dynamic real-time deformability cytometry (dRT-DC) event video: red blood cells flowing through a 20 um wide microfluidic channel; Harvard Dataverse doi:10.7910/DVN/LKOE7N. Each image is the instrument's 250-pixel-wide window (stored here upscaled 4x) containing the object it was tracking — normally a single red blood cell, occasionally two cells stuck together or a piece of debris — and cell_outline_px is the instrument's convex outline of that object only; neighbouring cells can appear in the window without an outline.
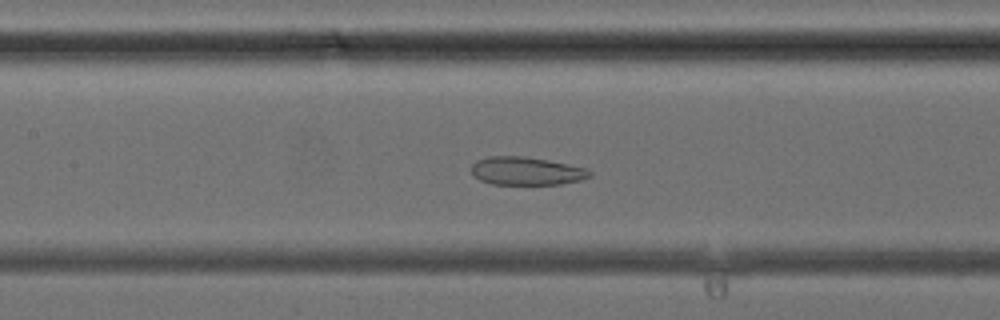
{"species": "common noctule bat (a hibernating species)", "species_latin": "Nyctalus noctula", "temperature_condition": "cold", "stored_images_in_passage": 35, "camera_frame_rate_fps": 3000, "um_per_image_px": 0.085, "animal": {"sex": "female", "body_mass_g": 24.6, "forearm_length_mm": 56.2}, "frame": {"image": 1, "passage_image": 18, "time_ms": 5.667, "image_size_px": [1000, 320], "cell_outline_px": [[592, 176], [580, 180], [564, 184], [492, 184], [480, 180], [472, 172], [472, 164], [476, 160], [488, 156], [524, 156], [548, 160], [588, 168], [592, 172]], "centroid_in_image_um": [44.78, 14.53], "position_along_channel_um": 162.6, "area_um2": 19.48}}
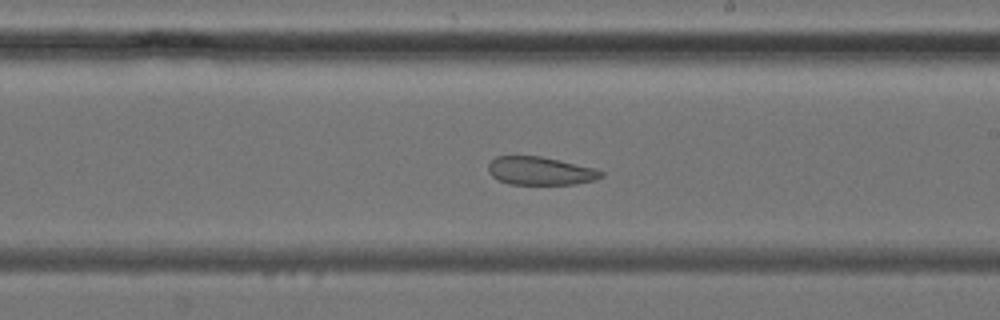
{"frame": {"image": 2, "passage_image": 23, "time_ms": 7.333, "image_size_px": [1000, 320], "cell_outline_px": [[604, 176], [596, 180], [576, 184], [508, 184], [492, 176], [488, 172], [488, 164], [496, 156], [540, 156], [596, 168], [604, 172]], "centroid_in_image_um": [45.95, 14.53], "position_along_channel_um": 243.0, "area_um2": 18.61}}
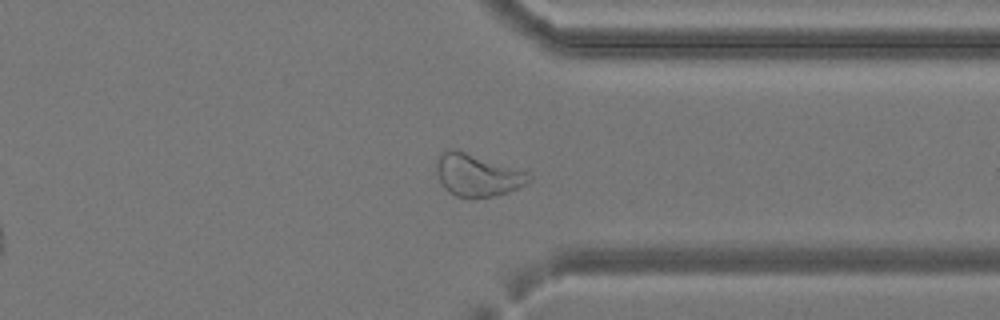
{"frame": {"image": 3, "passage_image": 31, "time_ms": 10.0, "image_size_px": [1000, 320], "cell_outline_px": [[532, 180], [508, 192], [492, 196], [472, 200], [468, 200], [456, 196], [448, 192], [444, 188], [436, 172], [436, 160], [448, 148], [456, 148], [528, 172], [532, 176]], "centroid_in_image_um": [40.54, 14.9], "position_along_channel_um": 370.9, "area_um2": 23.18}}